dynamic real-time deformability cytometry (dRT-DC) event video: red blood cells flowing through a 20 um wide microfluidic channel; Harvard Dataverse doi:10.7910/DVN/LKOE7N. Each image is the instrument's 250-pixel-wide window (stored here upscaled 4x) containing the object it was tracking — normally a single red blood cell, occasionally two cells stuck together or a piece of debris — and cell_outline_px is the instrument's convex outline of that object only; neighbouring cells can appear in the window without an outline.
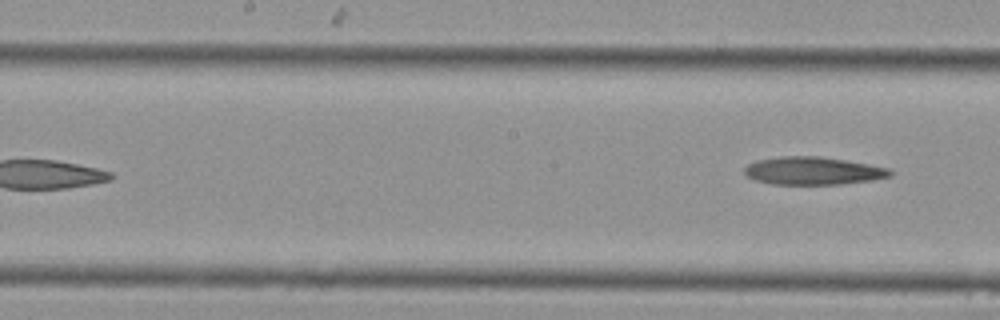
{"species": "Egyptian fruit bat (a non-hibernating species)", "species_latin": "Rousettus aegyptiacus", "temperature_condition": "cold", "stored_images_in_passage": 10, "segment_of_instrument_passage": [2, 2], "camera_frame_rate_fps": 3000, "um_per_image_px": 0.085, "animal": {"sex": "female"}, "frame": {"image": 1, "passage_image": 10, "time_ms": 3.0, "image_size_px": [1000, 320], "cell_outline_px": [[892, 176], [872, 180], [840, 184], [772, 184], [756, 180], [748, 176], [744, 172], [744, 168], [748, 164], [756, 160], [780, 156], [820, 156], [868, 164], [888, 168], [892, 172]], "centroid_in_image_um": [69.09, 14.51], "position_along_channel_um": 179.1, "area_um2": 23.52}}